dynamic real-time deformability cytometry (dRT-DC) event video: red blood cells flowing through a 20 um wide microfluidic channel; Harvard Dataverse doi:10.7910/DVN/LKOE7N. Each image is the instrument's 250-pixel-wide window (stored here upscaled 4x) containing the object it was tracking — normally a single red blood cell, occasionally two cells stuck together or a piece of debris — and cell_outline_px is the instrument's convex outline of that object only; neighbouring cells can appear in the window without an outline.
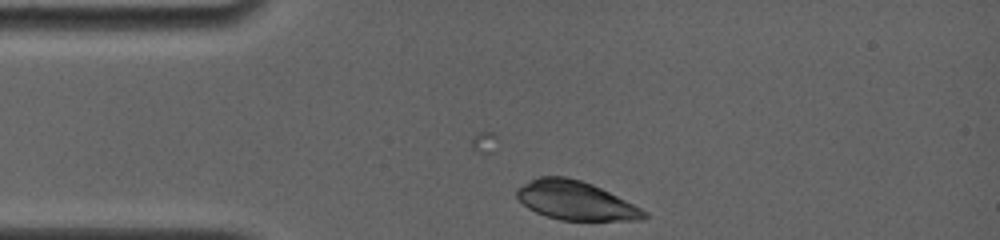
{"species": "common noctule bat (a hibernating species)", "species_latin": "Nyctalus noctula", "temperature_condition": "room temperature", "stored_images_in_passage": 3, "camera_frame_rate_fps": 4000, "um_per_image_px": 0.085, "animal": {"sex": "female", "body_mass_g": 19.0, "forearm_length_mm": 56.7}, "frame": {"image": 1, "passage_image": 3, "time_ms": 0.5, "image_size_px": [1000, 240], "cell_outline_px": [[648, 216], [640, 220], [560, 220], [536, 212], [528, 208], [516, 196], [516, 188], [540, 176], [564, 176], [580, 180], [592, 184], [648, 212]], "centroid_in_image_um": [48.9, 17.05], "position_along_channel_um": 36.1, "area_um2": 28.32}}